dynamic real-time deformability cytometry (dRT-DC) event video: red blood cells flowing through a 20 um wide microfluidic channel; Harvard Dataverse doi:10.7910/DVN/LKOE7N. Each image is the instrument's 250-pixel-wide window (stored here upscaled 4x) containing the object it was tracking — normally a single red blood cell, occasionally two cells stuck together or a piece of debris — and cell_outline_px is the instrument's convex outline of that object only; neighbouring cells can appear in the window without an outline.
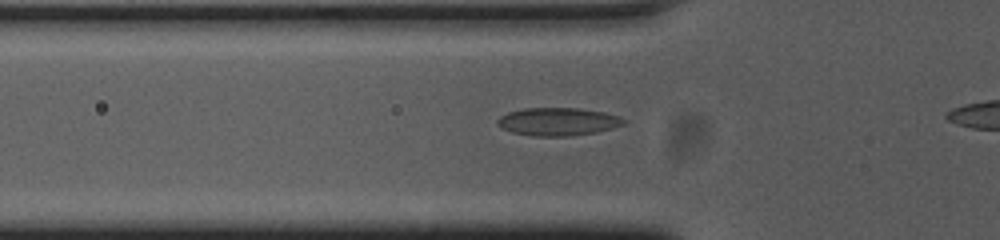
{"species": "common noctule bat (a hibernating species)", "species_latin": "Nyctalus noctula", "temperature_condition": "cold", "stored_images_in_passage": 22, "camera_frame_rate_fps": 3000, "um_per_image_px": 0.085, "animal": {"sex": "female", "body_mass_g": 23.0, "forearm_length_mm": 53.4}, "frame": {"image": 1, "passage_image": 3, "time_ms": 0.667, "image_size_px": [1000, 240], "cell_outline_px": [[628, 124], [596, 132], [568, 136], [532, 136], [512, 132], [496, 124], [496, 120], [500, 116], [508, 112], [524, 108], [576, 108], [604, 112], [620, 116], [628, 120]], "centroid_in_image_um": [47.46, 10.34], "position_along_channel_um": 78.3, "area_um2": 20.69}}
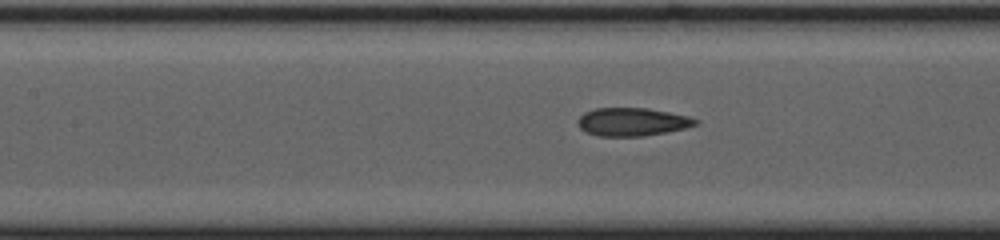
{"frame": {"image": 2, "passage_image": 9, "time_ms": 2.667, "image_size_px": [1000, 240], "cell_outline_px": [[700, 124], [684, 128], [664, 132], [640, 136], [600, 136], [584, 132], [580, 128], [576, 120], [584, 112], [596, 108], [648, 108], [688, 116], [700, 120]], "centroid_in_image_um": [53.72, 10.35], "position_along_channel_um": 153.7, "area_um2": 19.31}}
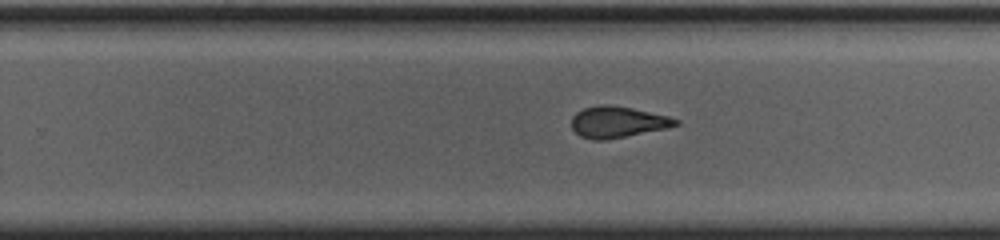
{"frame": {"image": 3, "passage_image": 19, "time_ms": 6.0, "image_size_px": [1000, 240], "cell_outline_px": [[680, 124], [664, 128], [604, 140], [592, 140], [580, 136], [572, 128], [572, 116], [576, 112], [584, 108], [600, 104], [608, 104], [632, 108], [668, 116], [680, 120]], "centroid_in_image_um": [52.46, 10.36], "position_along_channel_um": 277.3, "area_um2": 18.73}}